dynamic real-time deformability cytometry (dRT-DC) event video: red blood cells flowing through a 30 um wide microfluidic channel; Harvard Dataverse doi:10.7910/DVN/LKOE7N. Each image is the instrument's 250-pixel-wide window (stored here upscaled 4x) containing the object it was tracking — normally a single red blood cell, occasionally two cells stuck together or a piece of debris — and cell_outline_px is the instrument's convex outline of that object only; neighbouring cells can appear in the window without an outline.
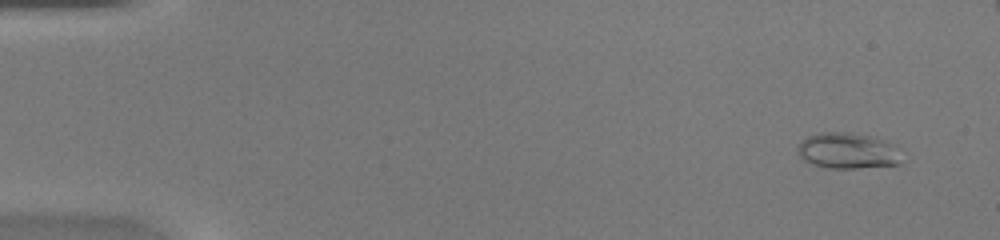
{"species": "common noctule bat (a hibernating species)", "species_latin": "Nyctalus noctula", "temperature_condition": "warm", "stored_images_in_passage": 50, "camera_frame_rate_fps": 3000, "um_per_image_px": 0.085, "animal": {"sex": "female", "body_mass_g": 20.0, "forearm_length_mm": 54.0}, "frame": {"image": 1, "passage_image": 3, "time_ms": 0.667, "image_size_px": [1000, 240], "cell_outline_px": [[900, 164], [856, 168], [828, 168], [812, 164], [804, 160], [800, 156], [796, 148], [808, 136], [820, 132], [848, 132], [868, 136], [884, 140], [896, 144], [900, 160]], "centroid_in_image_um": [72.05, 12.81], "position_along_channel_um": 13.0, "area_um2": 21.62}}
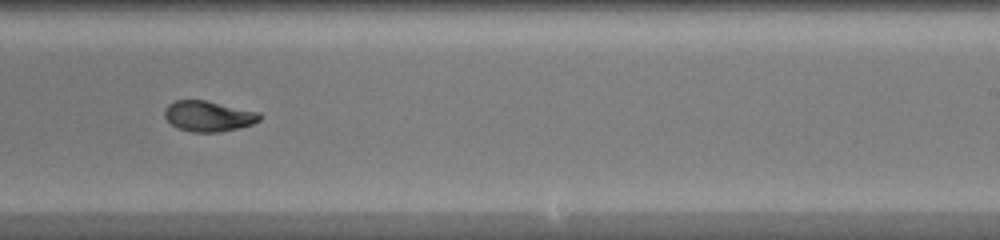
{"frame": {"image": 2, "passage_image": 31, "time_ms": 10.0, "image_size_px": [1000, 240], "cell_outline_px": [[260, 120], [252, 124], [220, 132], [192, 132], [180, 128], [172, 124], [164, 116], [164, 108], [168, 104], [176, 100], [204, 100], [260, 112]], "centroid_in_image_um": [17.7, 9.86], "position_along_channel_um": 271.3, "area_um2": 16.76}}
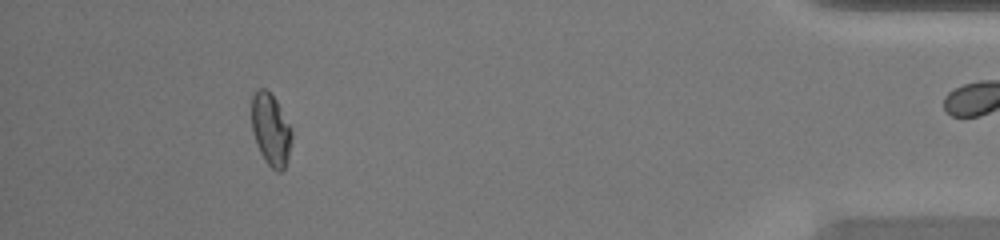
{"frame": {"image": 3, "passage_image": 45, "time_ms": 14.667, "image_size_px": [1000, 240], "cell_outline_px": [[292, 136], [288, 156], [284, 168], [280, 172], [276, 172], [264, 160], [256, 144], [252, 132], [252, 96], [256, 88], [264, 88], [276, 100], [292, 132]], "centroid_in_image_um": [22.99, 11.03], "position_along_channel_um": 412.2, "area_um2": 16.65}, "authors_computed_cell_mechanics": {"area_um2": 17.6868, "velocity_mm_per_s": 4.2421, "shape_relaxation_time_tau1_ms": 4.0836, "shape_relaxation_time_tau2_ms": 1.2896, "deformation_change_tau1": 0.181, "deformation_change_tau2": 0.0563}}